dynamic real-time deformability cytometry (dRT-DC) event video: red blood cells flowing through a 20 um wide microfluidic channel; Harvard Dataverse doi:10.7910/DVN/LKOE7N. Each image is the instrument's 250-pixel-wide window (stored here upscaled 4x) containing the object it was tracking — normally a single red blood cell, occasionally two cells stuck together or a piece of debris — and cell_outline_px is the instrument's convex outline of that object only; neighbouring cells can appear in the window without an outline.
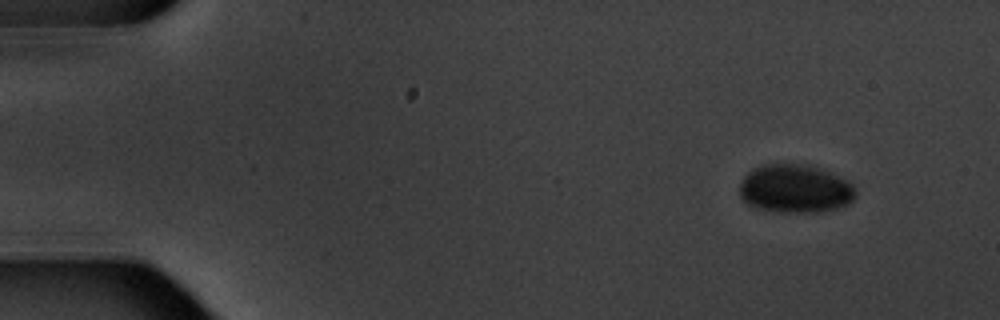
{"species": "common noctule bat (a hibernating species)", "species_latin": "Nyctalus noctula", "temperature_condition": "warm", "stored_images_in_passage": 5, "camera_frame_rate_fps": 3000, "um_per_image_px": 0.085, "animal": {"sex": "male", "body_mass_g": 20.1, "forearm_length_mm": 53.5}, "frame": {"image": 1, "passage_image": 2, "time_ms": 1.0, "image_size_px": [1000, 320], "cell_outline_px": [[856, 196], [848, 204], [836, 208], [820, 212], [776, 212], [756, 208], [748, 204], [740, 196], [740, 184], [744, 176], [752, 168], [764, 164], [808, 164], [820, 168], [852, 184], [856, 192]], "centroid_in_image_um": [67.56, 16.05], "position_along_channel_um": 17.4, "area_um2": 32.71}}